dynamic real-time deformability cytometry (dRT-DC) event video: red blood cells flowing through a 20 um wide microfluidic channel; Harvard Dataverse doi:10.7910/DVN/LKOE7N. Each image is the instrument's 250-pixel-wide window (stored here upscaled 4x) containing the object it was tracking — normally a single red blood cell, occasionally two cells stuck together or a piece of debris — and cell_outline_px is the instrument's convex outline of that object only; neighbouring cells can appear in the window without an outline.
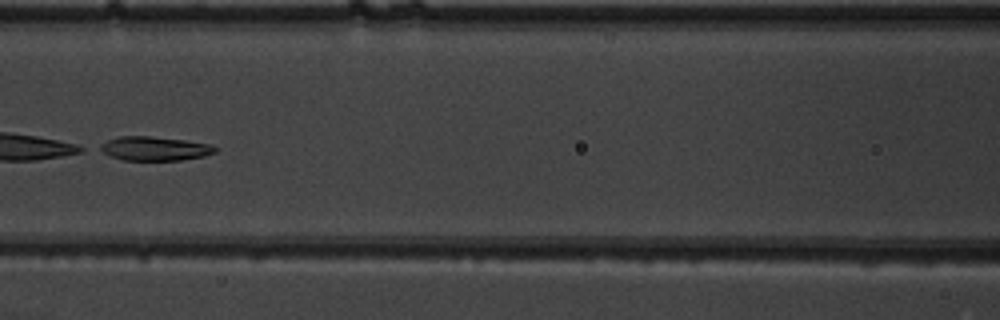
{"species": "common noctule bat (a hibernating species)", "species_latin": "Nyctalus noctula", "temperature_condition": "warm", "stored_images_in_passage": 7, "camera_frame_rate_fps": 3000, "um_per_image_px": 0.085, "animal": {"sex": "male", "body_mass_g": 19.5, "forearm_length_mm": 54.6}, "frame": {"image": 1, "passage_image": 7, "time_ms": 2.0, "image_size_px": [1000, 320], "cell_outline_px": [[216, 152], [204, 156], [180, 160], [124, 160], [112, 156], [96, 148], [100, 144], [108, 140], [120, 136], [148, 136], [184, 140], [212, 144], [216, 148]], "centroid_in_image_um": [13.15, 12.62], "position_along_channel_um": 153.5, "area_um2": 16.01}}